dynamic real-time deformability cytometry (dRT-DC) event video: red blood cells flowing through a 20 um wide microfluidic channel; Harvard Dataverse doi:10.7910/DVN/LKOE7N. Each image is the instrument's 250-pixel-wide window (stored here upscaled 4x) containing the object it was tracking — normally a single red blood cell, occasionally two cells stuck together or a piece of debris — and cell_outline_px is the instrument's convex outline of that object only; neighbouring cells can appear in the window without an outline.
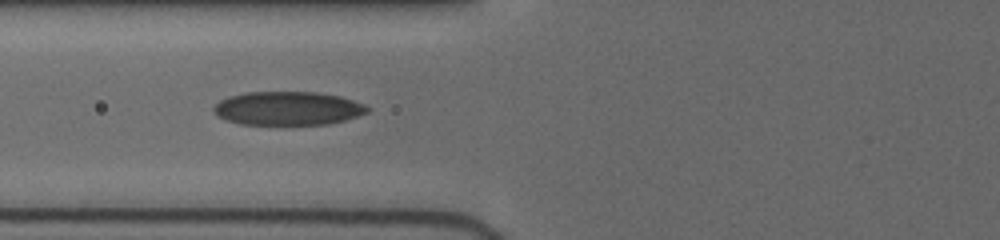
{"species": "human", "species_latin": "Homo sapiens", "temperature_condition": "cold", "stored_images_in_passage": 36, "camera_frame_rate_fps": 3000, "um_per_image_px": 0.085, "donor": {"sex": "female"}, "frame": {"image": 1, "passage_image": 9, "time_ms": 3.0, "image_size_px": [1000, 240], "cell_outline_px": [[372, 108], [368, 112], [344, 120], [328, 124], [240, 124], [224, 120], [212, 112], [212, 108], [220, 100], [228, 96], [248, 92], [316, 92], [340, 96], [364, 104]], "centroid_in_image_um": [24.44, 9.21], "position_along_channel_um": 101.4, "area_um2": 30.17}}
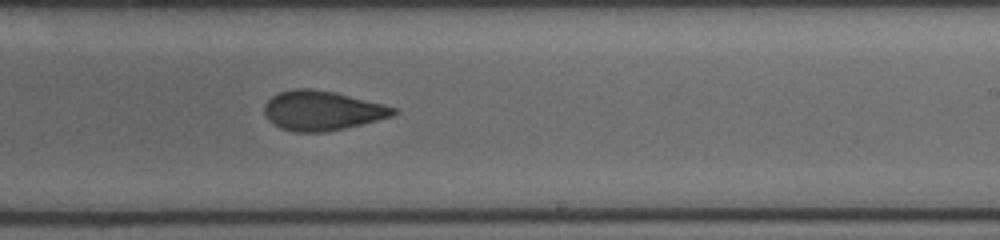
{"frame": {"image": 2, "passage_image": 20, "time_ms": 7.0, "image_size_px": [1000, 240], "cell_outline_px": [[400, 112], [392, 116], [344, 128], [324, 132], [296, 132], [280, 128], [272, 124], [268, 120], [264, 112], [264, 104], [272, 96], [280, 92], [292, 88], [312, 88], [332, 92], [384, 104], [396, 108]], "centroid_in_image_um": [27.34, 9.4], "position_along_channel_um": 261.7, "area_um2": 29.65}}
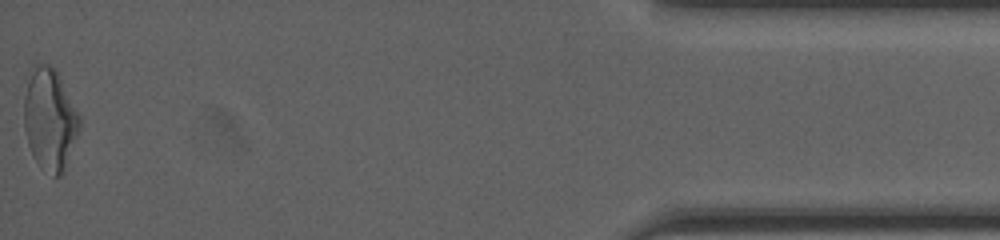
{"frame": {"image": 3, "passage_image": 36, "time_ms": 13.0, "image_size_px": [1000, 240], "cell_outline_px": [[80, 128], [60, 176], [52, 176], [32, 156], [28, 144], [24, 128], [24, 96], [32, 64], [48, 64], [56, 68], [80, 116]], "centroid_in_image_um": [4.21, 10.08], "position_along_channel_um": 431.0, "area_um2": 32.6}, "authors_computed_cell_mechanics": {"area_um2": 30.3161, "velocity_mm_per_s": 3.9903, "shape_relaxation_time_tau1_ms": 6.0951, "shape_relaxation_time_tau2_ms": 2.5141, "deformation_change_tau1": 0.1747, "deformation_change_tau2": 0.1062}}